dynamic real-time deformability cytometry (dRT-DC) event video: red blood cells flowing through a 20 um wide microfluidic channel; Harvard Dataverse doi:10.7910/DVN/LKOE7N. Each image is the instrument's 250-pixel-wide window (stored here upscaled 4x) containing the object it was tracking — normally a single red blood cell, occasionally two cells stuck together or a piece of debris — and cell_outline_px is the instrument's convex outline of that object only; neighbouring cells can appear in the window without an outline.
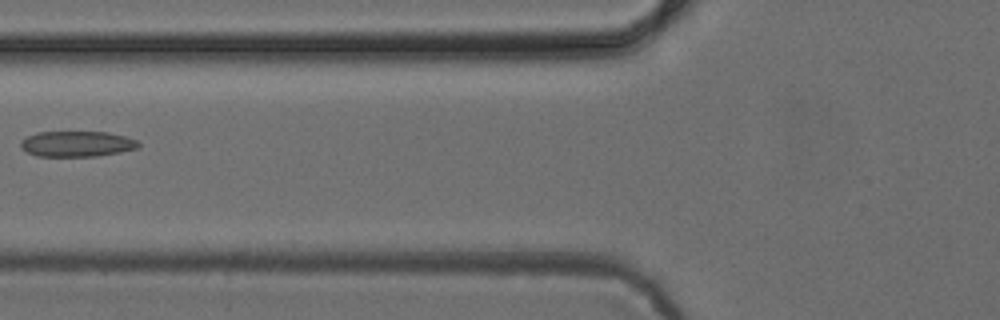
{"species": "common noctule bat (a hibernating species)", "species_latin": "Nyctalus noctula", "temperature_condition": "cold", "stored_images_in_passage": 4, "camera_frame_rate_fps": 3000, "um_per_image_px": 0.085, "animal": {"sex": "female", "body_mass_g": 24.6, "forearm_length_mm": 56.2}, "frame": {"image": 1, "passage_image": 3, "time_ms": 2.667, "image_size_px": [1000, 320], "cell_outline_px": [[140, 144], [136, 148], [120, 152], [96, 156], [36, 156], [28, 152], [20, 144], [20, 140], [36, 132], [104, 132], [124, 136], [136, 140]], "centroid_in_image_um": [6.51, 12.23], "position_along_channel_um": 119.3, "area_um2": 17.34}}
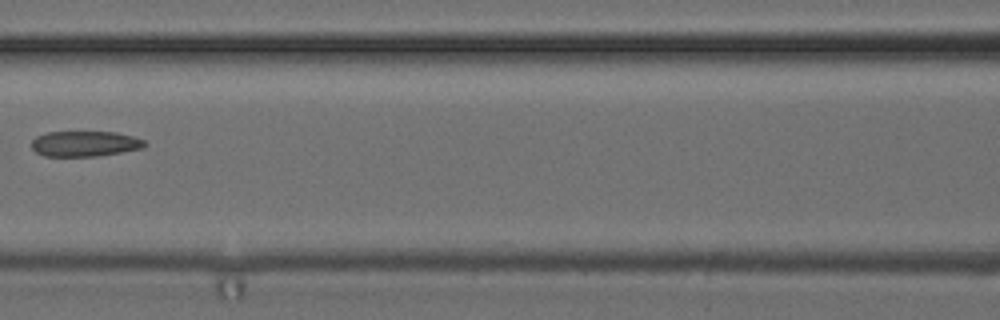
{"frame": {"image": 2, "passage_image": 4, "time_ms": 3.667, "image_size_px": [1000, 320], "cell_outline_px": [[148, 144], [144, 148], [96, 156], [44, 156], [36, 152], [32, 148], [32, 140], [36, 136], [48, 132], [116, 132], [132, 136], [144, 140]], "centroid_in_image_um": [7.22, 12.21], "position_along_channel_um": 159.4, "area_um2": 16.76}}